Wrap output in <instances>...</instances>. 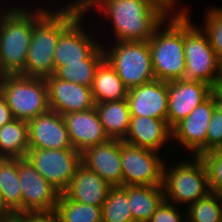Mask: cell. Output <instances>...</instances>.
<instances>
[{"label":"cell","mask_w":222,"mask_h":222,"mask_svg":"<svg viewBox=\"0 0 222 222\" xmlns=\"http://www.w3.org/2000/svg\"><path fill=\"white\" fill-rule=\"evenodd\" d=\"M71 3L56 12L40 7L33 10L32 39L20 75L47 79L55 73L53 57L59 35L83 11L80 0Z\"/></svg>","instance_id":"cell-1"},{"label":"cell","mask_w":222,"mask_h":222,"mask_svg":"<svg viewBox=\"0 0 222 222\" xmlns=\"http://www.w3.org/2000/svg\"><path fill=\"white\" fill-rule=\"evenodd\" d=\"M80 3L85 12L97 7L111 17L116 42L149 41L168 18L148 0H80Z\"/></svg>","instance_id":"cell-2"},{"label":"cell","mask_w":222,"mask_h":222,"mask_svg":"<svg viewBox=\"0 0 222 222\" xmlns=\"http://www.w3.org/2000/svg\"><path fill=\"white\" fill-rule=\"evenodd\" d=\"M3 11L0 12V72L20 74L25 69L32 39L33 10L11 6Z\"/></svg>","instance_id":"cell-3"},{"label":"cell","mask_w":222,"mask_h":222,"mask_svg":"<svg viewBox=\"0 0 222 222\" xmlns=\"http://www.w3.org/2000/svg\"><path fill=\"white\" fill-rule=\"evenodd\" d=\"M167 20L168 26L162 29ZM167 20L148 41L155 78L165 82L183 79L185 73L184 17Z\"/></svg>","instance_id":"cell-4"},{"label":"cell","mask_w":222,"mask_h":222,"mask_svg":"<svg viewBox=\"0 0 222 222\" xmlns=\"http://www.w3.org/2000/svg\"><path fill=\"white\" fill-rule=\"evenodd\" d=\"M180 163L169 165L168 168L164 162L163 167L165 201L176 207L183 203L189 206L211 192L208 170L201 156H194L193 161Z\"/></svg>","instance_id":"cell-5"},{"label":"cell","mask_w":222,"mask_h":222,"mask_svg":"<svg viewBox=\"0 0 222 222\" xmlns=\"http://www.w3.org/2000/svg\"><path fill=\"white\" fill-rule=\"evenodd\" d=\"M184 80L205 82L213 88L222 77V61L211 47L206 33L184 17Z\"/></svg>","instance_id":"cell-6"},{"label":"cell","mask_w":222,"mask_h":222,"mask_svg":"<svg viewBox=\"0 0 222 222\" xmlns=\"http://www.w3.org/2000/svg\"><path fill=\"white\" fill-rule=\"evenodd\" d=\"M2 96L15 119L28 122L50 110L47 84L42 78L5 74Z\"/></svg>","instance_id":"cell-7"},{"label":"cell","mask_w":222,"mask_h":222,"mask_svg":"<svg viewBox=\"0 0 222 222\" xmlns=\"http://www.w3.org/2000/svg\"><path fill=\"white\" fill-rule=\"evenodd\" d=\"M115 43L110 50L103 46L104 57L128 89L156 79L148 41Z\"/></svg>","instance_id":"cell-8"},{"label":"cell","mask_w":222,"mask_h":222,"mask_svg":"<svg viewBox=\"0 0 222 222\" xmlns=\"http://www.w3.org/2000/svg\"><path fill=\"white\" fill-rule=\"evenodd\" d=\"M25 158L60 194L81 164V153L76 149H29Z\"/></svg>","instance_id":"cell-9"},{"label":"cell","mask_w":222,"mask_h":222,"mask_svg":"<svg viewBox=\"0 0 222 222\" xmlns=\"http://www.w3.org/2000/svg\"><path fill=\"white\" fill-rule=\"evenodd\" d=\"M157 152L121 140L122 186L163 185L164 159Z\"/></svg>","instance_id":"cell-10"},{"label":"cell","mask_w":222,"mask_h":222,"mask_svg":"<svg viewBox=\"0 0 222 222\" xmlns=\"http://www.w3.org/2000/svg\"><path fill=\"white\" fill-rule=\"evenodd\" d=\"M22 212L55 211L60 193L26 159L18 161Z\"/></svg>","instance_id":"cell-11"},{"label":"cell","mask_w":222,"mask_h":222,"mask_svg":"<svg viewBox=\"0 0 222 222\" xmlns=\"http://www.w3.org/2000/svg\"><path fill=\"white\" fill-rule=\"evenodd\" d=\"M218 99L213 93L206 101L195 107L191 113L172 128V139L179 142L193 156L206 153V136ZM195 154V155H194Z\"/></svg>","instance_id":"cell-12"},{"label":"cell","mask_w":222,"mask_h":222,"mask_svg":"<svg viewBox=\"0 0 222 222\" xmlns=\"http://www.w3.org/2000/svg\"><path fill=\"white\" fill-rule=\"evenodd\" d=\"M213 94V87L205 82L173 80L168 82L167 123L172 129L191 111Z\"/></svg>","instance_id":"cell-13"},{"label":"cell","mask_w":222,"mask_h":222,"mask_svg":"<svg viewBox=\"0 0 222 222\" xmlns=\"http://www.w3.org/2000/svg\"><path fill=\"white\" fill-rule=\"evenodd\" d=\"M83 10L59 35L54 51L55 71L66 63L87 59L100 45L84 31L81 20Z\"/></svg>","instance_id":"cell-14"},{"label":"cell","mask_w":222,"mask_h":222,"mask_svg":"<svg viewBox=\"0 0 222 222\" xmlns=\"http://www.w3.org/2000/svg\"><path fill=\"white\" fill-rule=\"evenodd\" d=\"M121 140L108 141L81 152V164L96 172L111 187L122 186Z\"/></svg>","instance_id":"cell-15"},{"label":"cell","mask_w":222,"mask_h":222,"mask_svg":"<svg viewBox=\"0 0 222 222\" xmlns=\"http://www.w3.org/2000/svg\"><path fill=\"white\" fill-rule=\"evenodd\" d=\"M29 149H74L63 115L49 110L28 121Z\"/></svg>","instance_id":"cell-16"},{"label":"cell","mask_w":222,"mask_h":222,"mask_svg":"<svg viewBox=\"0 0 222 222\" xmlns=\"http://www.w3.org/2000/svg\"><path fill=\"white\" fill-rule=\"evenodd\" d=\"M45 81L50 110L64 115L95 107L91 87L61 80L54 74Z\"/></svg>","instance_id":"cell-17"},{"label":"cell","mask_w":222,"mask_h":222,"mask_svg":"<svg viewBox=\"0 0 222 222\" xmlns=\"http://www.w3.org/2000/svg\"><path fill=\"white\" fill-rule=\"evenodd\" d=\"M127 102L131 116L167 120L168 82L154 79L128 89Z\"/></svg>","instance_id":"cell-18"},{"label":"cell","mask_w":222,"mask_h":222,"mask_svg":"<svg viewBox=\"0 0 222 222\" xmlns=\"http://www.w3.org/2000/svg\"><path fill=\"white\" fill-rule=\"evenodd\" d=\"M63 119L71 144L80 153L109 140L95 107L86 111L64 114Z\"/></svg>","instance_id":"cell-19"},{"label":"cell","mask_w":222,"mask_h":222,"mask_svg":"<svg viewBox=\"0 0 222 222\" xmlns=\"http://www.w3.org/2000/svg\"><path fill=\"white\" fill-rule=\"evenodd\" d=\"M170 139H172V129L167 120L131 116L129 130L123 142L159 152L164 143L171 141Z\"/></svg>","instance_id":"cell-20"},{"label":"cell","mask_w":222,"mask_h":222,"mask_svg":"<svg viewBox=\"0 0 222 222\" xmlns=\"http://www.w3.org/2000/svg\"><path fill=\"white\" fill-rule=\"evenodd\" d=\"M111 188L96 172L80 164L63 194L71 201L102 206Z\"/></svg>","instance_id":"cell-21"},{"label":"cell","mask_w":222,"mask_h":222,"mask_svg":"<svg viewBox=\"0 0 222 222\" xmlns=\"http://www.w3.org/2000/svg\"><path fill=\"white\" fill-rule=\"evenodd\" d=\"M164 200L163 185L128 186V202L135 222H148Z\"/></svg>","instance_id":"cell-22"},{"label":"cell","mask_w":222,"mask_h":222,"mask_svg":"<svg viewBox=\"0 0 222 222\" xmlns=\"http://www.w3.org/2000/svg\"><path fill=\"white\" fill-rule=\"evenodd\" d=\"M95 109L109 139L124 140L131 118L127 99L98 103Z\"/></svg>","instance_id":"cell-23"},{"label":"cell","mask_w":222,"mask_h":222,"mask_svg":"<svg viewBox=\"0 0 222 222\" xmlns=\"http://www.w3.org/2000/svg\"><path fill=\"white\" fill-rule=\"evenodd\" d=\"M95 104L127 98L128 88L112 66L104 60L97 68L91 86Z\"/></svg>","instance_id":"cell-24"},{"label":"cell","mask_w":222,"mask_h":222,"mask_svg":"<svg viewBox=\"0 0 222 222\" xmlns=\"http://www.w3.org/2000/svg\"><path fill=\"white\" fill-rule=\"evenodd\" d=\"M20 159L0 157V197L8 212H22V191L18 176Z\"/></svg>","instance_id":"cell-25"},{"label":"cell","mask_w":222,"mask_h":222,"mask_svg":"<svg viewBox=\"0 0 222 222\" xmlns=\"http://www.w3.org/2000/svg\"><path fill=\"white\" fill-rule=\"evenodd\" d=\"M28 150L27 121L14 119L0 128V157L25 158Z\"/></svg>","instance_id":"cell-26"},{"label":"cell","mask_w":222,"mask_h":222,"mask_svg":"<svg viewBox=\"0 0 222 222\" xmlns=\"http://www.w3.org/2000/svg\"><path fill=\"white\" fill-rule=\"evenodd\" d=\"M105 60L103 46H99L87 59L66 63L54 75L64 81L91 87L98 66Z\"/></svg>","instance_id":"cell-27"},{"label":"cell","mask_w":222,"mask_h":222,"mask_svg":"<svg viewBox=\"0 0 222 222\" xmlns=\"http://www.w3.org/2000/svg\"><path fill=\"white\" fill-rule=\"evenodd\" d=\"M55 212L60 222H102L101 206L78 203L59 195Z\"/></svg>","instance_id":"cell-28"},{"label":"cell","mask_w":222,"mask_h":222,"mask_svg":"<svg viewBox=\"0 0 222 222\" xmlns=\"http://www.w3.org/2000/svg\"><path fill=\"white\" fill-rule=\"evenodd\" d=\"M101 212L102 222H135L128 202V186L112 187Z\"/></svg>","instance_id":"cell-29"},{"label":"cell","mask_w":222,"mask_h":222,"mask_svg":"<svg viewBox=\"0 0 222 222\" xmlns=\"http://www.w3.org/2000/svg\"><path fill=\"white\" fill-rule=\"evenodd\" d=\"M188 222H220L222 221V197L210 192L207 196L187 206Z\"/></svg>","instance_id":"cell-30"},{"label":"cell","mask_w":222,"mask_h":222,"mask_svg":"<svg viewBox=\"0 0 222 222\" xmlns=\"http://www.w3.org/2000/svg\"><path fill=\"white\" fill-rule=\"evenodd\" d=\"M205 15L202 29L206 33L211 47L222 61V8H210Z\"/></svg>","instance_id":"cell-31"},{"label":"cell","mask_w":222,"mask_h":222,"mask_svg":"<svg viewBox=\"0 0 222 222\" xmlns=\"http://www.w3.org/2000/svg\"><path fill=\"white\" fill-rule=\"evenodd\" d=\"M201 158L208 170L211 192L222 197V157L216 151H210Z\"/></svg>","instance_id":"cell-32"},{"label":"cell","mask_w":222,"mask_h":222,"mask_svg":"<svg viewBox=\"0 0 222 222\" xmlns=\"http://www.w3.org/2000/svg\"><path fill=\"white\" fill-rule=\"evenodd\" d=\"M222 147V106L218 103L212 114L206 136V153Z\"/></svg>","instance_id":"cell-33"},{"label":"cell","mask_w":222,"mask_h":222,"mask_svg":"<svg viewBox=\"0 0 222 222\" xmlns=\"http://www.w3.org/2000/svg\"><path fill=\"white\" fill-rule=\"evenodd\" d=\"M178 208H175L174 204L167 201H163L156 209L148 222H184L186 217L182 218L179 214ZM182 219V220H181Z\"/></svg>","instance_id":"cell-34"},{"label":"cell","mask_w":222,"mask_h":222,"mask_svg":"<svg viewBox=\"0 0 222 222\" xmlns=\"http://www.w3.org/2000/svg\"><path fill=\"white\" fill-rule=\"evenodd\" d=\"M150 1L155 7L159 8L166 16H170L171 14L173 15V17H188L190 14L189 11L185 8L178 10L177 12L175 11V13L173 14V12H171L174 8L175 5V1L176 0H148ZM171 12V13H170Z\"/></svg>","instance_id":"cell-35"},{"label":"cell","mask_w":222,"mask_h":222,"mask_svg":"<svg viewBox=\"0 0 222 222\" xmlns=\"http://www.w3.org/2000/svg\"><path fill=\"white\" fill-rule=\"evenodd\" d=\"M26 222H60L55 211L50 212H28Z\"/></svg>","instance_id":"cell-36"},{"label":"cell","mask_w":222,"mask_h":222,"mask_svg":"<svg viewBox=\"0 0 222 222\" xmlns=\"http://www.w3.org/2000/svg\"><path fill=\"white\" fill-rule=\"evenodd\" d=\"M12 111L10 110L5 98L0 96V128L6 124L14 120Z\"/></svg>","instance_id":"cell-37"},{"label":"cell","mask_w":222,"mask_h":222,"mask_svg":"<svg viewBox=\"0 0 222 222\" xmlns=\"http://www.w3.org/2000/svg\"><path fill=\"white\" fill-rule=\"evenodd\" d=\"M0 222H26V213L19 211L3 213Z\"/></svg>","instance_id":"cell-38"},{"label":"cell","mask_w":222,"mask_h":222,"mask_svg":"<svg viewBox=\"0 0 222 222\" xmlns=\"http://www.w3.org/2000/svg\"><path fill=\"white\" fill-rule=\"evenodd\" d=\"M213 93L216 95L218 103L222 106V77L213 88Z\"/></svg>","instance_id":"cell-39"},{"label":"cell","mask_w":222,"mask_h":222,"mask_svg":"<svg viewBox=\"0 0 222 222\" xmlns=\"http://www.w3.org/2000/svg\"><path fill=\"white\" fill-rule=\"evenodd\" d=\"M5 74L0 72V96L2 95V82L4 79Z\"/></svg>","instance_id":"cell-40"},{"label":"cell","mask_w":222,"mask_h":222,"mask_svg":"<svg viewBox=\"0 0 222 222\" xmlns=\"http://www.w3.org/2000/svg\"><path fill=\"white\" fill-rule=\"evenodd\" d=\"M0 212H8V211L3 207L1 197H0Z\"/></svg>","instance_id":"cell-41"},{"label":"cell","mask_w":222,"mask_h":222,"mask_svg":"<svg viewBox=\"0 0 222 222\" xmlns=\"http://www.w3.org/2000/svg\"><path fill=\"white\" fill-rule=\"evenodd\" d=\"M216 152L222 157V147L218 148Z\"/></svg>","instance_id":"cell-42"},{"label":"cell","mask_w":222,"mask_h":222,"mask_svg":"<svg viewBox=\"0 0 222 222\" xmlns=\"http://www.w3.org/2000/svg\"><path fill=\"white\" fill-rule=\"evenodd\" d=\"M3 213H6V212H0V219H1V216L3 215Z\"/></svg>","instance_id":"cell-43"}]
</instances>
